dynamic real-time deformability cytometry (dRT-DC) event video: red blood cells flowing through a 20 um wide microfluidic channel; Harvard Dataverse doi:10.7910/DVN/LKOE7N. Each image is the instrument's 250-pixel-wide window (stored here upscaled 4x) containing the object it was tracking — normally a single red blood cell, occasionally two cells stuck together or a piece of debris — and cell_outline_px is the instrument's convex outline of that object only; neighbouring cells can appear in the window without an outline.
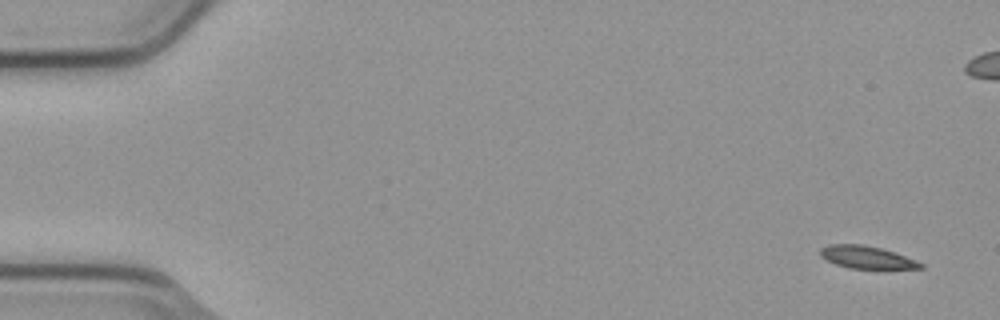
{"species": "common noctule bat (a hibernating species)", "species_latin": "Nyctalus noctula", "temperature_condition": "cold", "stored_images_in_passage": 9, "camera_frame_rate_fps": 3000, "um_per_image_px": 0.085, "animal": {"sex": "male", "body_mass_g": 23.1, "forearm_length_mm": 52.7}, "frame": {"image": 1, "passage_image": 1, "time_ms": 0.0, "image_size_px": [1000, 320], "cell_outline_px": [[924, 268], [848, 268], [836, 264], [820, 256], [820, 248], [828, 244], [860, 244], [880, 248], [916, 260], [924, 264]], "centroid_in_image_um": [73.63, 21.86], "position_along_channel_um": 11.4, "area_um2": 12.89}}
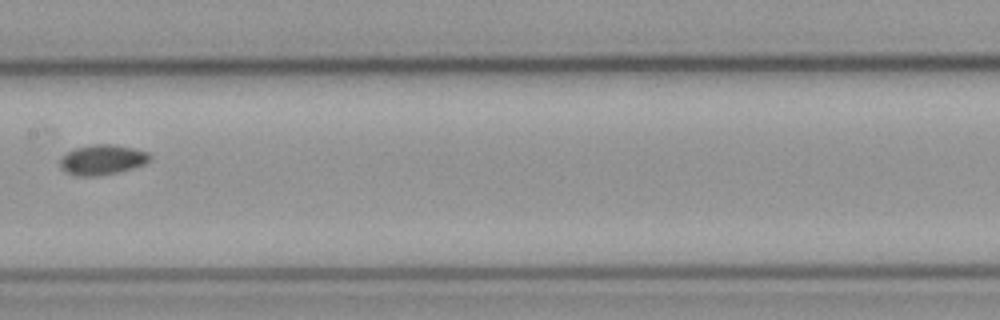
{"frame": {"image": 2, "passage_image": 8, "time_ms": 2.333, "image_size_px": [1000, 320], "cell_outline_px": [[152, 160], [144, 164], [132, 168], [116, 172], [96, 176], [76, 176], [60, 168], [60, 156], [76, 148], [92, 144], [112, 144], [132, 148], [148, 152], [152, 156]], "centroid_in_image_um": [8.7, 13.57], "position_along_channel_um": 198.7, "area_um2": 15.72}}
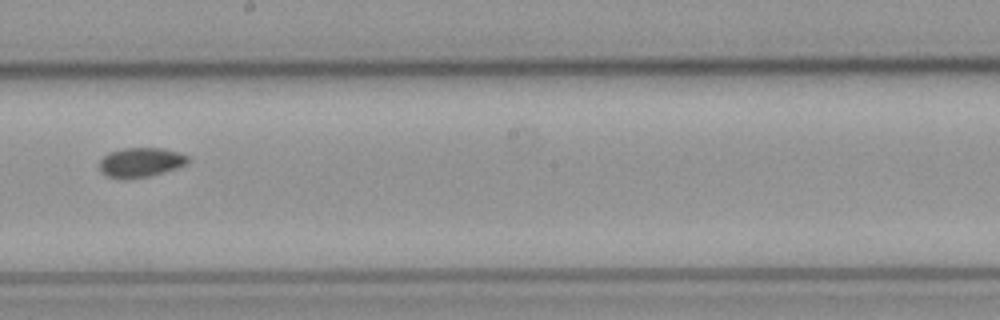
{"frame": {"image": 3, "passage_image": 9, "time_ms": 2.667, "image_size_px": [1000, 320], "cell_outline_px": [[188, 160], [184, 164], [176, 168], [148, 176], [124, 180], [108, 176], [100, 172], [100, 160], [108, 152], [124, 148], [160, 148], [180, 152], [188, 156]], "centroid_in_image_um": [11.91, 13.8], "position_along_channel_um": 236.3, "area_um2": 15.14}}